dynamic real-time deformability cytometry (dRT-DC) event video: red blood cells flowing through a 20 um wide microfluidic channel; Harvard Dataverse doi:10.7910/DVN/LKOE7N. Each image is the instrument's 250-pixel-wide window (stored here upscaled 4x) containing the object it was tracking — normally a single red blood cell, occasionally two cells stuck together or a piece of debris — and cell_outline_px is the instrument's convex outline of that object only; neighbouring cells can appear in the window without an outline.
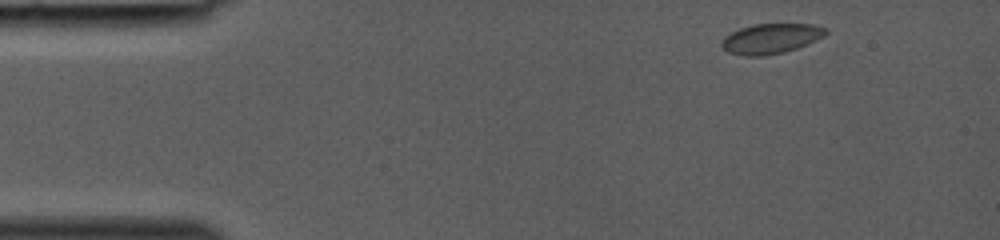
{"species": "common noctule bat (a hibernating species)", "species_latin": "Nyctalus noctula", "temperature_condition": "room temperature", "stored_images_in_passage": 36, "camera_frame_rate_fps": 3000, "um_per_image_px": 0.085, "animal": {"sex": "female", "body_mass_g": 19.0, "forearm_length_mm": 53.3}, "frame": {"image": 1, "passage_image": 2, "time_ms": 0.333, "image_size_px": [1000, 240], "cell_outline_px": [[828, 32], [824, 36], [808, 44], [784, 52], [764, 56], [744, 56], [728, 52], [720, 44], [720, 40], [724, 36], [740, 28], [752, 24], [812, 24], [828, 28]], "centroid_in_image_um": [65.52, 3.28], "position_along_channel_um": 19.5, "area_um2": 18.38}}
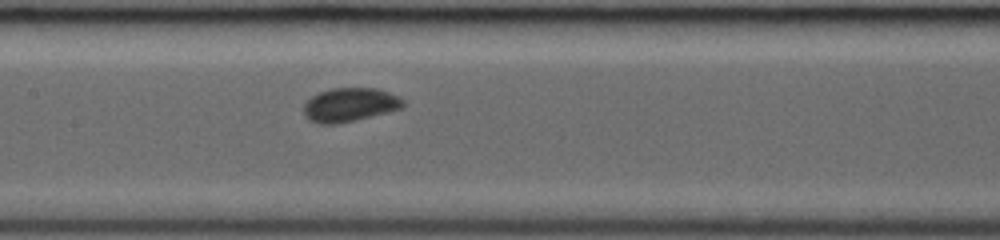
{"frame": {"image": 2, "passage_image": 17, "time_ms": 5.333, "image_size_px": [1000, 240], "cell_outline_px": [[404, 104], [400, 108], [356, 120], [336, 124], [320, 124], [308, 120], [304, 116], [304, 104], [312, 96], [320, 92], [332, 88], [376, 88], [388, 92], [404, 100]], "centroid_in_image_um": [29.68, 8.91], "position_along_channel_um": 177.7, "area_um2": 19.36}}
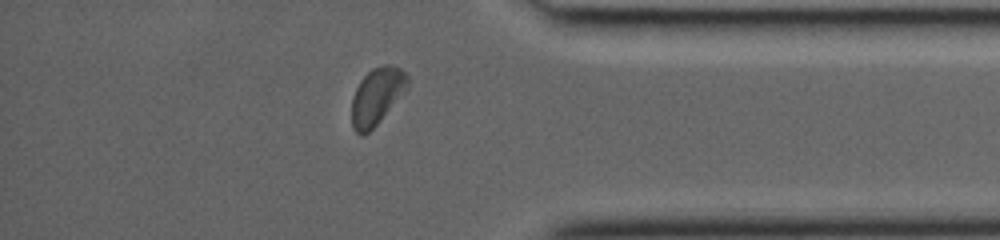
{"frame": {"image": 3, "passage_image": 31, "time_ms": 10.0, "image_size_px": [1000, 240], "cell_outline_px": [[408, 88], [376, 124], [364, 136], [360, 136], [352, 128], [352, 96], [360, 80], [372, 68], [384, 64], [388, 64], [400, 68], [408, 76]], "centroid_in_image_um": [32.01, 8.17], "position_along_channel_um": 403.2, "area_um2": 18.38}}